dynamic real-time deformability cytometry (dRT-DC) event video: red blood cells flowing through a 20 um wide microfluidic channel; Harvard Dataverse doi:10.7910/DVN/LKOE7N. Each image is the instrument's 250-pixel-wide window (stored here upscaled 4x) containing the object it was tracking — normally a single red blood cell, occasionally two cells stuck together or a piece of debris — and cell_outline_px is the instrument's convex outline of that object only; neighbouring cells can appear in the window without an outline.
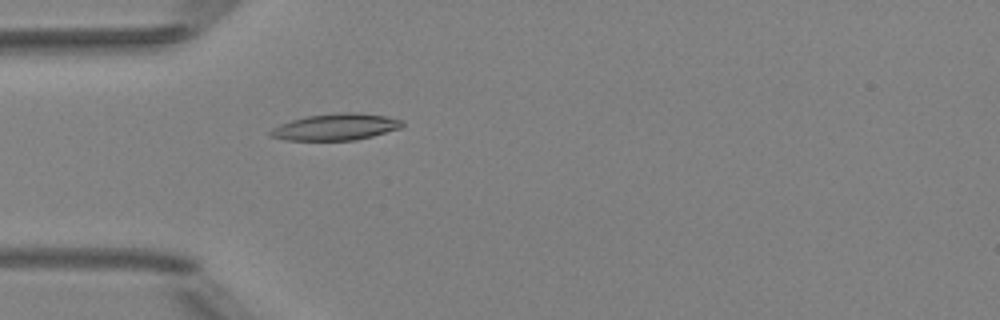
{"species": "Egyptian fruit bat (a non-hibernating species)", "species_latin": "Rousettus aegyptiacus", "temperature_condition": "room temperature", "stored_images_in_passage": 5, "camera_frame_rate_fps": 3000, "um_per_image_px": 0.085, "animal": {"sex": "female"}, "frame": {"image": 1, "passage_image": 5, "time_ms": 5.333, "image_size_px": [1000, 320], "cell_outline_px": [[404, 124], [400, 128], [372, 136], [356, 140], [288, 140], [268, 136], [268, 132], [272, 128], [280, 124], [292, 120], [308, 116], [340, 112], [360, 112], [384, 116], [404, 120]], "centroid_in_image_um": [28.54, 10.79], "position_along_channel_um": 56.5, "area_um2": 20.4}}